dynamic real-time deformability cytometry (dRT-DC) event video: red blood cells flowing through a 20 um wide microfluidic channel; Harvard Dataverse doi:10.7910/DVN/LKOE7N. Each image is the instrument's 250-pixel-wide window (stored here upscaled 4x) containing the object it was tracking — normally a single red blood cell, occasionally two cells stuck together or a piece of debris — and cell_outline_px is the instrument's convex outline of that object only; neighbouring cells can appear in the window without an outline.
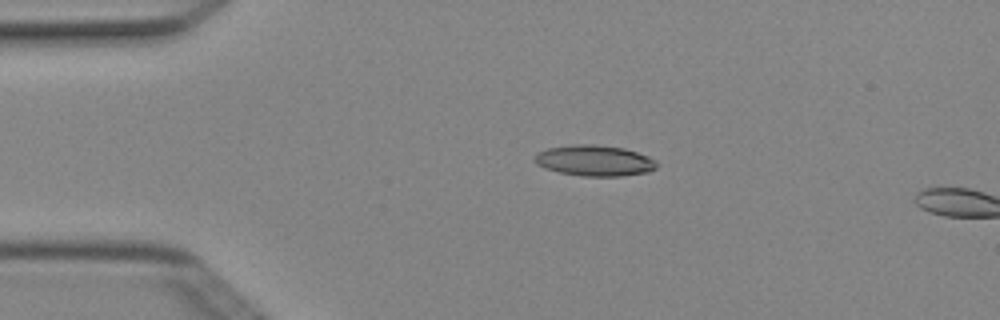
{"species": "Egyptian fruit bat (a non-hibernating species)", "species_latin": "Rousettus aegyptiacus", "temperature_condition": "cold", "stored_images_in_passage": 2, "camera_frame_rate_fps": 3000, "um_per_image_px": 0.085, "animal": {"sex": "female"}, "frame": {"image": 1, "passage_image": 1, "time_ms": 0.0, "image_size_px": [1000, 320], "cell_outline_px": [[656, 168], [648, 172], [620, 176], [580, 176], [560, 172], [544, 168], [536, 164], [532, 160], [532, 156], [536, 152], [548, 148], [572, 144], [592, 144], [624, 148], [648, 156], [656, 160]], "centroid_in_image_um": [50.47, 13.64], "position_along_channel_um": 34.5, "area_um2": 22.14}}